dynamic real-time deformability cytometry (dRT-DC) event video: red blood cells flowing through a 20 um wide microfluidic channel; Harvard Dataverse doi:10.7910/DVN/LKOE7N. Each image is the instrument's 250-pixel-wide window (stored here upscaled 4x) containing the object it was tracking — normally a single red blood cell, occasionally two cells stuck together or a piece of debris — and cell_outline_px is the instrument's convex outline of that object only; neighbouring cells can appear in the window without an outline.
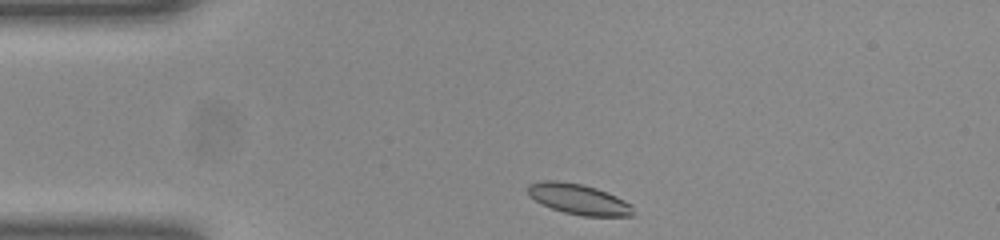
{"species": "common noctule bat (a hibernating species)", "species_latin": "Nyctalus noctula", "temperature_condition": "room temperature", "stored_images_in_passage": 33, "camera_frame_rate_fps": 3000, "um_per_image_px": 0.085, "animal": {"sex": "female", "body_mass_g": 23.0, "forearm_length_mm": 53.4}, "frame": {"image": 1, "passage_image": 1, "time_ms": 0.0, "image_size_px": [1000, 240], "cell_outline_px": [[632, 216], [584, 216], [564, 212], [552, 208], [528, 196], [528, 184], [540, 180], [560, 180], [580, 184], [596, 188], [616, 196], [632, 204]], "centroid_in_image_um": [49.16, 16.91], "position_along_channel_um": 35.8, "area_um2": 18.61}}
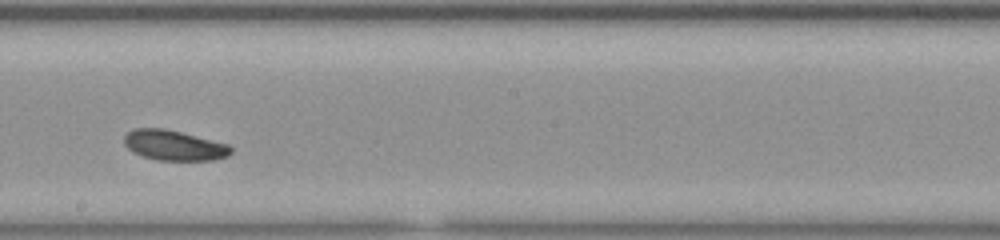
{"frame": {"image": 2, "passage_image": 19, "time_ms": 6.0, "image_size_px": [1000, 240], "cell_outline_px": [[232, 152], [228, 156], [216, 160], [156, 160], [132, 152], [124, 144], [124, 136], [128, 132], [136, 128], [164, 128], [228, 144], [232, 148]], "centroid_in_image_um": [14.79, 12.36], "position_along_channel_um": 233.4, "area_um2": 18.73}}
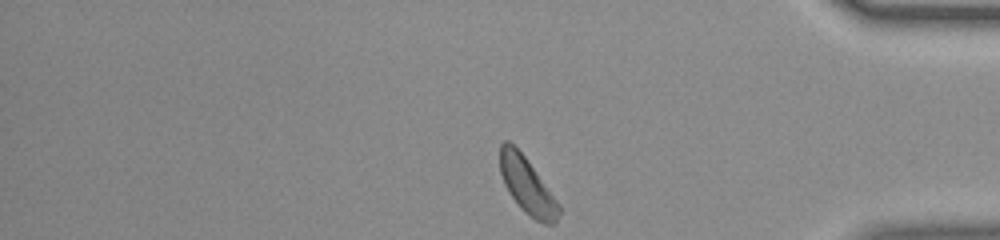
{"frame": {"image": 3, "passage_image": 33, "time_ms": 10.667, "image_size_px": [1000, 240], "cell_outline_px": [[560, 212], [556, 224], [544, 224], [536, 220], [508, 192], [504, 184], [500, 172], [500, 144], [504, 140], [508, 140], [524, 156], [560, 204]], "centroid_in_image_um": [44.82, 15.77], "position_along_channel_um": 390.4, "area_um2": 18.73}, "authors_computed_cell_mechanics": {"area_um2": 19.0162, "velocity_mm_per_s": 3.9144, "shape_relaxation_time_tau1_ms": 1.125, "shape_relaxation_time_tau2_ms": null, "deformation_change_tau1": 0.0783, "deformation_change_tau2": null}}